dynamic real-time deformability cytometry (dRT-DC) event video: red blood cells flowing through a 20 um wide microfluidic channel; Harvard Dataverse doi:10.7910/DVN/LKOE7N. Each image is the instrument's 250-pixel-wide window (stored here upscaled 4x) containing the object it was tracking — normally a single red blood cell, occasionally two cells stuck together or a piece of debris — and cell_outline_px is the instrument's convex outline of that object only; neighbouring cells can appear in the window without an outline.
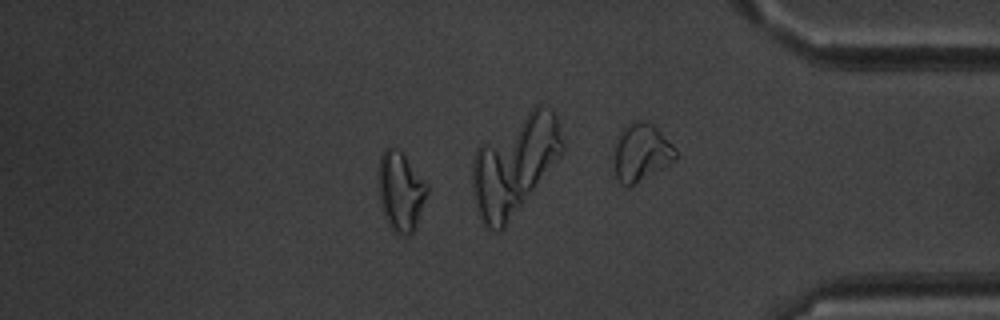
{"species": "common noctule bat (a hibernating species)", "species_latin": "Nyctalus noctula", "temperature_condition": "warm", "stored_images_in_passage": 50, "camera_frame_rate_fps": 3000, "um_per_image_px": 0.085, "animal": {"sex": "male", "body_mass_g": 20.1, "forearm_length_mm": 53.5}, "frame": {"image": 1, "passage_image": 43, "time_ms": 14.0, "image_size_px": [1000, 320], "cell_outline_px": [[428, 192], [416, 228], [408, 236], [404, 236], [392, 232], [384, 216], [380, 204], [380, 156], [384, 148], [396, 148], [404, 156], [428, 184]], "centroid_in_image_um": [34.08, 16.33], "position_along_channel_um": 401.1, "area_um2": 22.25}, "authors_computed_cell_mechanics": {"area_um2": 21.9062, "velocity_mm_per_s": 3.9629, "shape_relaxation_time_tau1_ms": 3.0066, "shape_relaxation_time_tau2_ms": 1.6833, "deformation_change_tau1": 0.1171, "deformation_change_tau2": 0.0889}}